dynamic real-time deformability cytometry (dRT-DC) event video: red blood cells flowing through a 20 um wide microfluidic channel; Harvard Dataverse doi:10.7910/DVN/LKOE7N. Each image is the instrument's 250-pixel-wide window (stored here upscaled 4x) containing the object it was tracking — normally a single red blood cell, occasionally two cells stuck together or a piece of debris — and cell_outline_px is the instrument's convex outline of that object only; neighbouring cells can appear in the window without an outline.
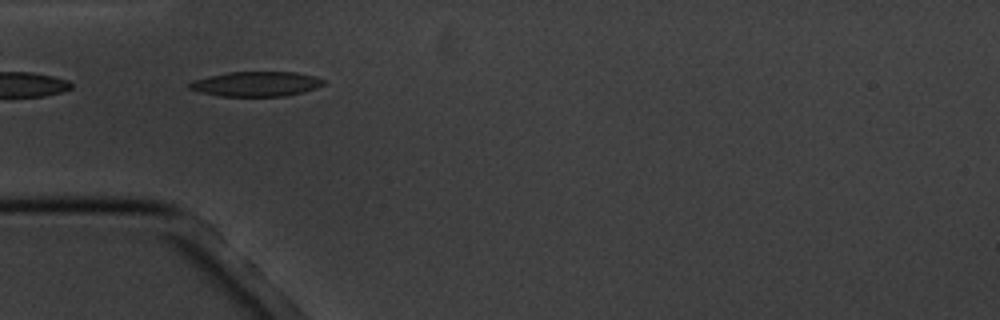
{"species": "common noctule bat (a hibernating species)", "species_latin": "Nyctalus noctula", "temperature_condition": "cold", "stored_images_in_passage": 7, "camera_frame_rate_fps": 3000, "um_per_image_px": 0.085, "animal": {"sex": "male", "body_mass_g": 20.1, "forearm_length_mm": 53.5}, "frame": {"image": 1, "passage_image": 1, "time_ms": 0.0, "image_size_px": [1000, 320], "cell_outline_px": [[324, 84], [316, 88], [304, 92], [284, 96], [220, 96], [200, 92], [188, 88], [188, 84], [192, 80], [208, 76], [228, 72], [296, 72], [312, 76], [324, 80]], "centroid_in_image_um": [21.74, 7.14], "position_along_channel_um": 63.3, "area_um2": 19.36}}
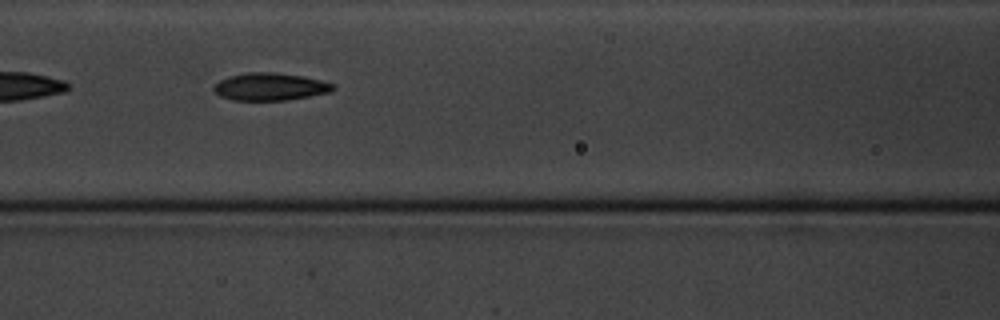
{"frame": {"image": 2, "passage_image": 3, "time_ms": 2.333, "image_size_px": [1000, 320], "cell_outline_px": [[336, 88], [328, 92], [308, 96], [284, 100], [232, 100], [220, 96], [212, 88], [220, 80], [228, 76], [248, 72], [276, 72], [300, 76], [320, 80], [336, 84]], "centroid_in_image_um": [22.94, 7.36], "position_along_channel_um": 143.7, "area_um2": 18.96}}
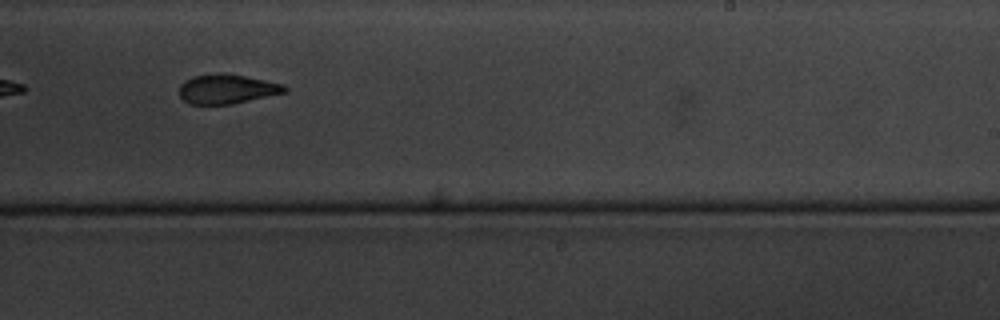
{"frame": {"image": 3, "passage_image": 6, "time_ms": 6.0, "image_size_px": [1000, 320], "cell_outline_px": [[288, 92], [232, 104], [188, 104], [180, 96], [180, 84], [184, 80], [192, 76], [220, 72], [224, 72], [284, 84], [288, 88]], "centroid_in_image_um": [19.29, 7.56], "position_along_channel_um": 269.7, "area_um2": 18.26}}